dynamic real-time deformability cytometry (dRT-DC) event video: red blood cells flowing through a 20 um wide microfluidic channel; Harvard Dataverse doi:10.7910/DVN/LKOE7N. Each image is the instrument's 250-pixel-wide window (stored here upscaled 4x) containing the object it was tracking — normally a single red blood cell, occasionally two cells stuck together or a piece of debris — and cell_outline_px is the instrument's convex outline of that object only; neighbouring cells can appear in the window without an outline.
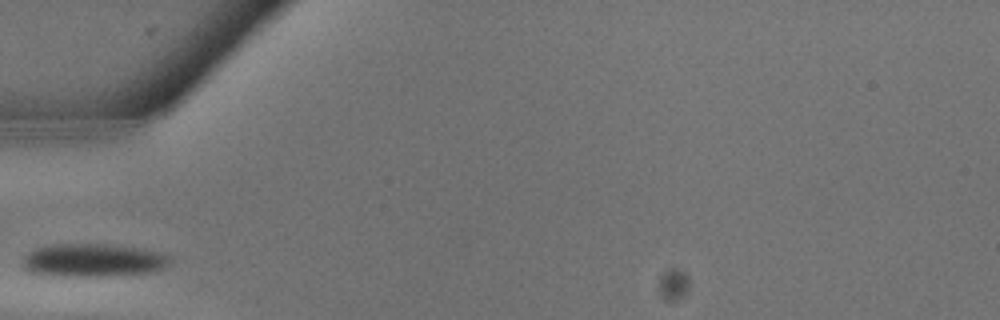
{"species": "common noctule bat (a hibernating species)", "species_latin": "Nyctalus noctula", "temperature_condition": "warm", "stored_images_in_passage": 13, "camera_frame_rate_fps": 3000, "um_per_image_px": 0.085, "animal": {"sex": "male", "body_mass_g": 13.3}, "frame": {"image": 1, "passage_image": 1, "time_ms": 0.0, "image_size_px": [1000, 320], "cell_outline_px": [[168, 264], [164, 268], [148, 272], [108, 276], [60, 276], [32, 272], [24, 268], [20, 260], [28, 252], [36, 248], [52, 244], [116, 244], [140, 248], [160, 252], [168, 256]], "centroid_in_image_um": [7.87, 22.11], "position_along_channel_um": 77.1, "area_um2": 28.5}}
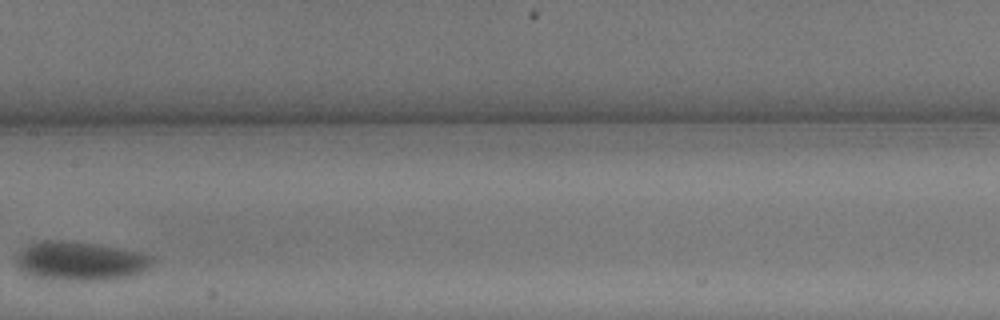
{"frame": {"image": 2, "passage_image": 6, "time_ms": 1.667, "image_size_px": [1000, 320], "cell_outline_px": [[156, 260], [148, 268], [132, 276], [108, 280], [48, 280], [32, 276], [24, 272], [16, 264], [16, 256], [24, 248], [32, 244], [44, 240], [60, 240], [92, 244], [140, 252], [152, 256]], "centroid_in_image_um": [6.83, 22.21], "position_along_channel_um": 200.6, "area_um2": 30.81}}
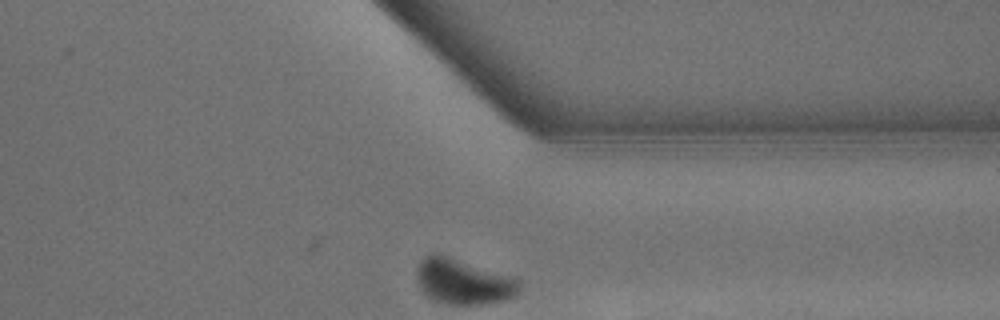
{"frame": {"image": 3, "passage_image": 13, "time_ms": 4.0, "image_size_px": [1000, 320], "cell_outline_px": [[524, 284], [516, 296], [504, 300], [488, 304], [448, 304], [432, 300], [420, 288], [416, 280], [416, 268], [420, 260], [424, 256], [432, 252], [440, 252], [512, 276], [520, 280]], "centroid_in_image_um": [39.38, 23.9], "position_along_channel_um": 372.0, "area_um2": 28.09}}